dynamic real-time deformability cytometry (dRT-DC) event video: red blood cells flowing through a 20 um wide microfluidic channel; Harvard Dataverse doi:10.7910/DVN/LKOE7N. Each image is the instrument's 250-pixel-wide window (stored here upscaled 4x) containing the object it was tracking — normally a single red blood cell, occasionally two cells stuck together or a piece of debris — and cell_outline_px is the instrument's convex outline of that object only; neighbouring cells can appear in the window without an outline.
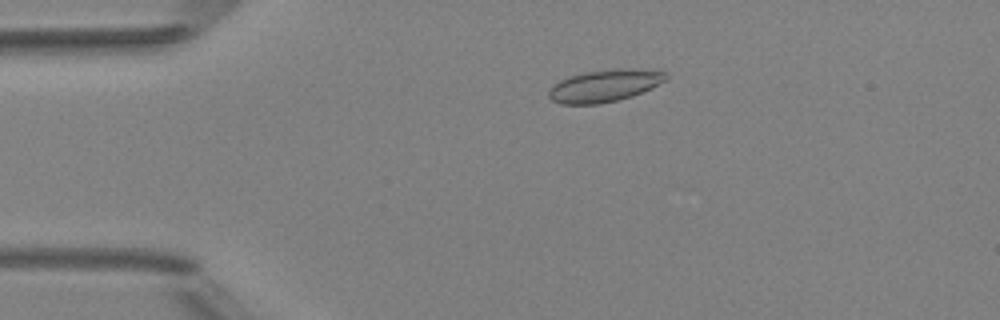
{"species": "Egyptian fruit bat (a non-hibernating species)", "species_latin": "Rousettus aegyptiacus", "temperature_condition": "room temperature", "stored_images_in_passage": 4, "camera_frame_rate_fps": 3000, "um_per_image_px": 0.085, "animal": {"sex": "female"}, "frame": {"image": 1, "passage_image": 3, "time_ms": 2.333, "image_size_px": [1000, 320], "cell_outline_px": [[668, 76], [664, 80], [632, 96], [600, 104], [560, 104], [552, 100], [548, 96], [548, 92], [552, 84], [560, 80], [572, 76], [588, 72], [616, 68], [660, 68]], "centroid_in_image_um": [51.39, 7.26], "position_along_channel_um": 33.6, "area_um2": 21.96}}